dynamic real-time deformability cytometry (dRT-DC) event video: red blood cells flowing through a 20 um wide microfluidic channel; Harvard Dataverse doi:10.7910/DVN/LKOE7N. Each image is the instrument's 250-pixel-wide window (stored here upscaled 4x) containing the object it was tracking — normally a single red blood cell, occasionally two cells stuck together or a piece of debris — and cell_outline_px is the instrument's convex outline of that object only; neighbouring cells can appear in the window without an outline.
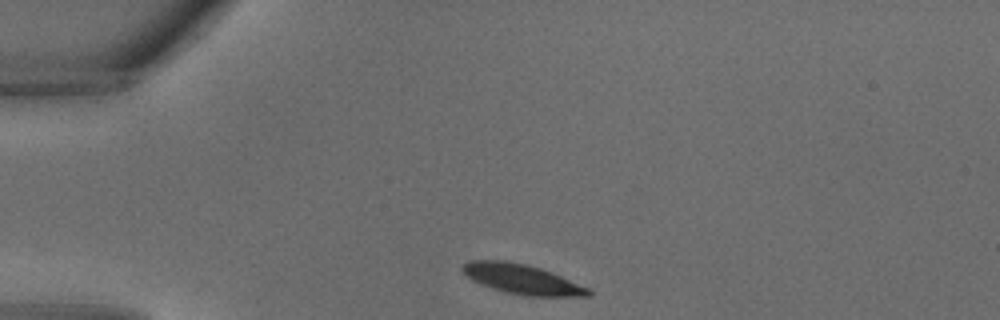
{"species": "common noctule bat (a hibernating species)", "species_latin": "Nyctalus noctula", "temperature_condition": "warm", "stored_images_in_passage": 26, "camera_frame_rate_fps": 3000, "um_per_image_px": 0.085, "animal": {"sex": "male", "body_mass_g": 18.8}, "frame": {"image": 1, "passage_image": 1, "time_ms": 0.0, "image_size_px": [1000, 320], "cell_outline_px": [[592, 296], [524, 296], [508, 292], [480, 284], [472, 280], [460, 268], [460, 264], [468, 260], [508, 260], [540, 268], [552, 272], [588, 288], [592, 292]], "centroid_in_image_um": [44.34, 23.71], "position_along_channel_um": 40.7, "area_um2": 21.79}}
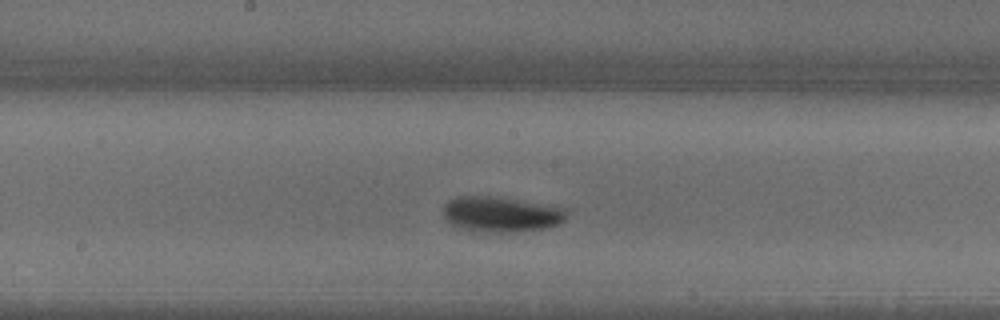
{"frame": {"image": 2, "passage_image": 11, "time_ms": 3.333, "image_size_px": [1000, 320], "cell_outline_px": [[568, 216], [564, 220], [556, 224], [544, 228], [516, 232], [492, 232], [464, 228], [452, 224], [444, 216], [444, 204], [448, 200], [456, 196], [492, 196], [520, 200], [564, 208], [568, 212]], "centroid_in_image_um": [42.6, 18.19], "position_along_channel_um": 205.6, "area_um2": 25.09}}
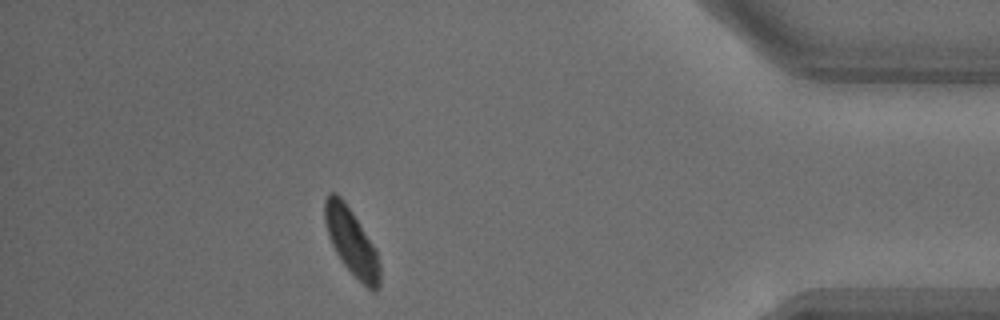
{"frame": {"image": 3, "passage_image": 23, "time_ms": 7.333, "image_size_px": [1000, 320], "cell_outline_px": [[380, 284], [376, 292], [372, 292], [344, 264], [336, 252], [328, 236], [324, 220], [324, 200], [328, 192], [336, 192], [344, 200], [376, 248], [380, 264]], "centroid_in_image_um": [29.88, 20.53], "position_along_channel_um": 405.3, "area_um2": 21.33}}